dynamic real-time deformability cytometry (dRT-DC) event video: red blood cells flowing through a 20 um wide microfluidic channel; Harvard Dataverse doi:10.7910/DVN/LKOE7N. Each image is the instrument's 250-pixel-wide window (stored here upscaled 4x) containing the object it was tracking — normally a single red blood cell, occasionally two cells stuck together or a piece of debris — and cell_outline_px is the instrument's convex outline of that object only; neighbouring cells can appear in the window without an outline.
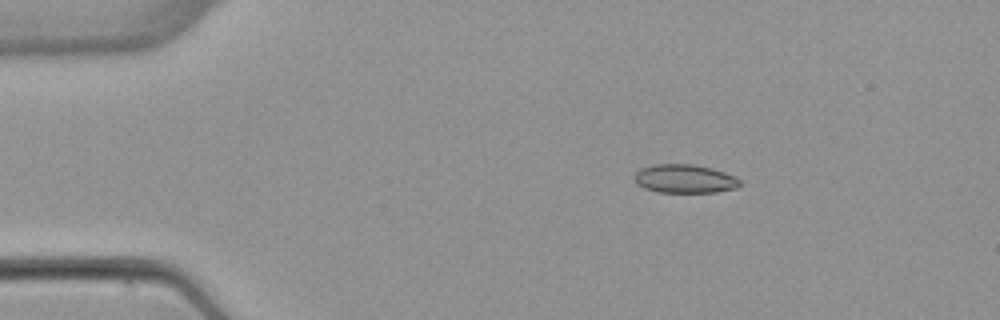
{"species": "common noctule bat (a hibernating species)", "species_latin": "Nyctalus noctula", "temperature_condition": "warm", "stored_images_in_passage": 4, "camera_frame_rate_fps": 3000, "um_per_image_px": 0.085, "animal": {"sex": "female", "body_mass_g": 22.7, "forearm_length_mm": 54.2}, "frame": {"image": 1, "passage_image": 2, "time_ms": 1.333, "image_size_px": [1000, 320], "cell_outline_px": [[740, 184], [736, 188], [716, 192], [656, 192], [644, 188], [636, 184], [632, 176], [640, 168], [656, 164], [692, 164], [712, 168], [736, 176], [740, 180]], "centroid_in_image_um": [58.17, 15.19], "position_along_channel_um": 26.8, "area_um2": 17.74}}
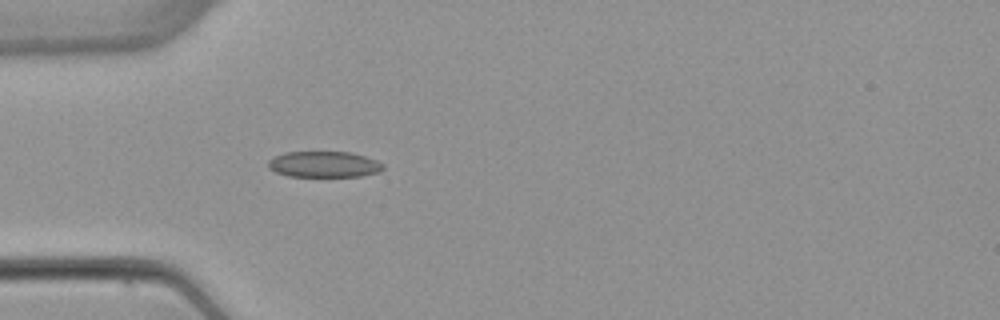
{"frame": {"image": 2, "passage_image": 4, "time_ms": 3.667, "image_size_px": [1000, 320], "cell_outline_px": [[384, 168], [380, 172], [360, 176], [288, 176], [276, 172], [268, 168], [268, 160], [284, 152], [352, 152], [376, 160], [384, 164]], "centroid_in_image_um": [27.55, 13.97], "position_along_channel_um": 57.4, "area_um2": 17.4}}